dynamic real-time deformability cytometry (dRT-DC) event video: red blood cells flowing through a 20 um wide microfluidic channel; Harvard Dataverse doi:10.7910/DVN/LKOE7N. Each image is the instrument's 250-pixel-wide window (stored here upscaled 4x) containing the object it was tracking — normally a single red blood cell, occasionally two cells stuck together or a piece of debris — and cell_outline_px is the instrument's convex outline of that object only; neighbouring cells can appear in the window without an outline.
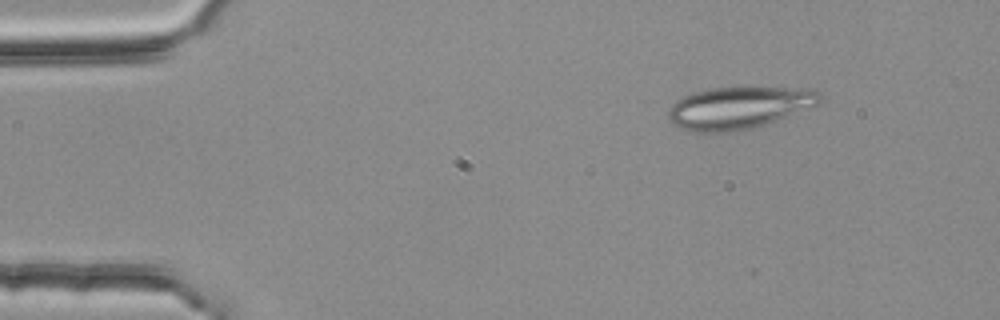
{"species": "common noctule bat (a hibernating species)", "species_latin": "Nyctalus noctula", "temperature_condition": "room temperature", "stored_images_in_passage": 8, "camera_frame_rate_fps": 3000, "um_per_image_px": 0.085, "animal": {"sex": "female", "body_mass_g": 25.1}, "frame": {"image": 1, "passage_image": 2, "time_ms": 0.333, "image_size_px": [1000, 320], "cell_outline_px": [[824, 100], [820, 104], [776, 120], [752, 128], [732, 132], [696, 132], [680, 128], [672, 124], [668, 116], [668, 112], [672, 104], [676, 100], [684, 96], [696, 92], [712, 88], [812, 88], [820, 92], [824, 96]], "centroid_in_image_um": [62.84, 9.16], "position_along_channel_um": 22.2, "area_um2": 37.17}}